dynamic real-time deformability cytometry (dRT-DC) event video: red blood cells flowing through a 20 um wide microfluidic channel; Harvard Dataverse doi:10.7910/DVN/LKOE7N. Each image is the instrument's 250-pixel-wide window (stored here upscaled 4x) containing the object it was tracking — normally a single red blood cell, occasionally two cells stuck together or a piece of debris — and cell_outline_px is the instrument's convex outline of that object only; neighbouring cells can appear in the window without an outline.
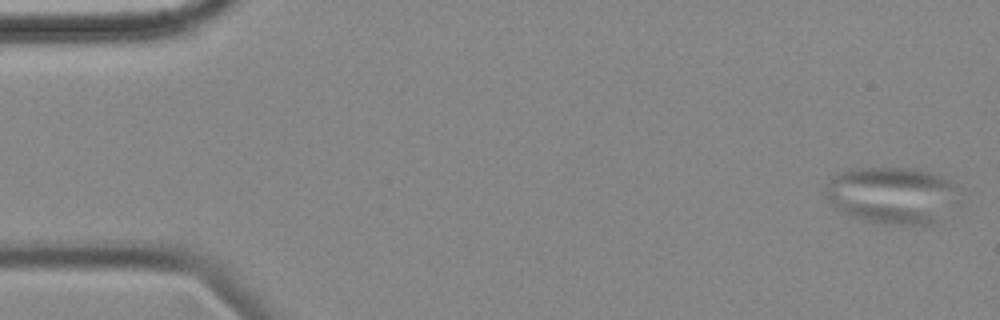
{"species": "common noctule bat (a hibernating species)", "species_latin": "Nyctalus noctula", "temperature_condition": "cold", "stored_images_in_passage": 57, "camera_frame_rate_fps": 3000, "um_per_image_px": 0.085, "animal": {"sex": "female", "body_mass_g": 18.4}, "frame": {"image": 1, "passage_image": 2, "time_ms": 0.333, "image_size_px": [1000, 320], "cell_outline_px": [[956, 184], [932, 220], [928, 224], [900, 224], [872, 220], [856, 216], [844, 212], [836, 208], [828, 200], [824, 188], [832, 176], [844, 172], [864, 168], [912, 168], [932, 172], [944, 176], [952, 180]], "centroid_in_image_um": [75.64, 16.51], "position_along_channel_um": 9.4, "area_um2": 41.33}}
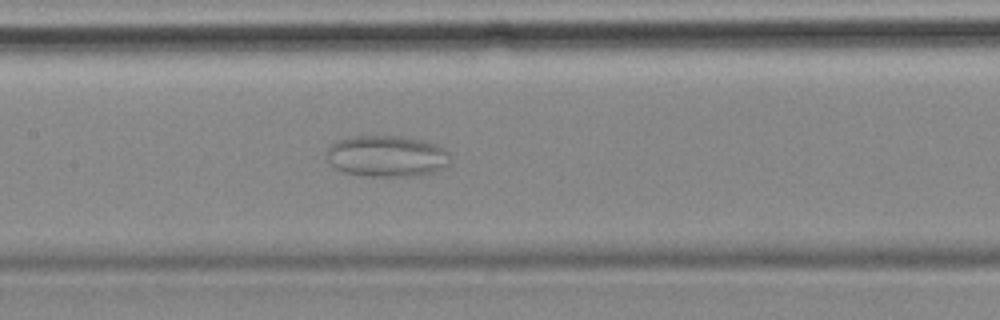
{"frame": {"image": 2, "passage_image": 27, "time_ms": 8.667, "image_size_px": [1000, 320], "cell_outline_px": [[452, 160], [448, 164], [432, 172], [404, 176], [368, 176], [344, 172], [336, 168], [328, 160], [324, 152], [336, 140], [356, 136], [400, 136], [424, 140], [436, 144], [444, 148], [448, 152]], "centroid_in_image_um": [32.86, 13.25], "position_along_channel_um": 174.5, "area_um2": 29.71}}
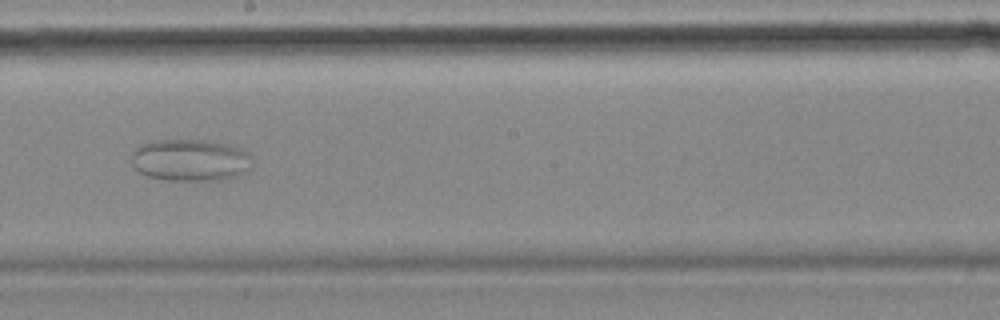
{"frame": {"image": 3, "passage_image": 32, "time_ms": 10.333, "image_size_px": [1000, 320], "cell_outline_px": [[252, 156], [248, 168], [244, 172], [220, 180], [168, 180], [148, 176], [140, 172], [132, 164], [132, 152], [140, 144], [152, 140], [208, 140], [228, 144], [248, 152]], "centroid_in_image_um": [16.14, 13.59], "position_along_channel_um": 232.1, "area_um2": 29.36}}